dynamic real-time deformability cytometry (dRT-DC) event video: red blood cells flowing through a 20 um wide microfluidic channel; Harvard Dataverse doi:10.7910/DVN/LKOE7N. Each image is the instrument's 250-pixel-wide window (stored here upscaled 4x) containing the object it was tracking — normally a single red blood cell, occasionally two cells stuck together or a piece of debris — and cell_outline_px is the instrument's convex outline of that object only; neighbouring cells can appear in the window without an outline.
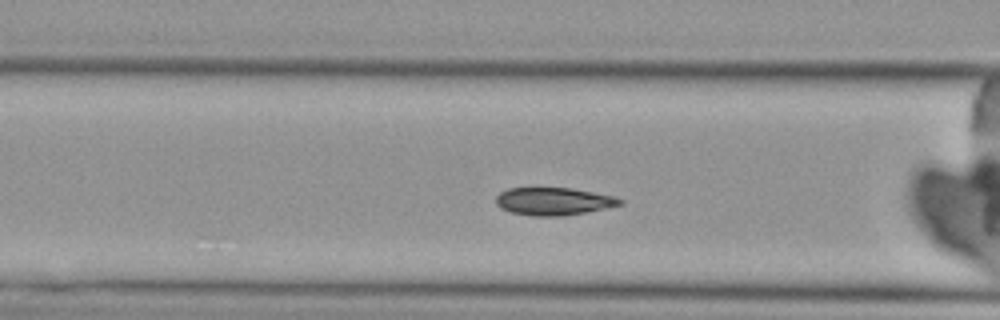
{"species": "Egyptian fruit bat (a non-hibernating species)", "species_latin": "Rousettus aegyptiacus", "temperature_condition": "cold", "stored_images_in_passage": 3, "camera_frame_rate_fps": 3000, "um_per_image_px": 0.085, "animal": {"sex": "female"}, "frame": {"image": 1, "passage_image": 3, "time_ms": 3.333, "image_size_px": [1000, 320], "cell_outline_px": [[624, 204], [584, 212], [560, 216], [532, 216], [512, 212], [500, 208], [496, 204], [496, 196], [500, 192], [508, 188], [572, 188], [616, 196], [624, 200]], "centroid_in_image_um": [47.06, 17.1], "position_along_channel_um": 119.5, "area_um2": 20.0}}